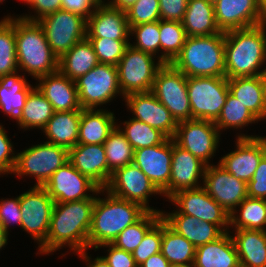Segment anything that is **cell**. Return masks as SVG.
Instances as JSON below:
<instances>
[{
  "instance_id": "cell-1",
  "label": "cell",
  "mask_w": 266,
  "mask_h": 267,
  "mask_svg": "<svg viewBox=\"0 0 266 267\" xmlns=\"http://www.w3.org/2000/svg\"><path fill=\"white\" fill-rule=\"evenodd\" d=\"M94 204L95 198L55 203L46 240L39 247L40 253L48 255L67 245L74 252L88 249Z\"/></svg>"
},
{
  "instance_id": "cell-2",
  "label": "cell",
  "mask_w": 266,
  "mask_h": 267,
  "mask_svg": "<svg viewBox=\"0 0 266 267\" xmlns=\"http://www.w3.org/2000/svg\"><path fill=\"white\" fill-rule=\"evenodd\" d=\"M266 22L225 32V77L262 75L265 64ZM259 70V71H258Z\"/></svg>"
},
{
  "instance_id": "cell-3",
  "label": "cell",
  "mask_w": 266,
  "mask_h": 267,
  "mask_svg": "<svg viewBox=\"0 0 266 267\" xmlns=\"http://www.w3.org/2000/svg\"><path fill=\"white\" fill-rule=\"evenodd\" d=\"M106 198H95L92 222L88 234V249H98L112 243L126 227L139 221L148 211L141 205L114 196L109 191Z\"/></svg>"
},
{
  "instance_id": "cell-4",
  "label": "cell",
  "mask_w": 266,
  "mask_h": 267,
  "mask_svg": "<svg viewBox=\"0 0 266 267\" xmlns=\"http://www.w3.org/2000/svg\"><path fill=\"white\" fill-rule=\"evenodd\" d=\"M225 32L187 37L180 53L170 63L187 77L225 76Z\"/></svg>"
},
{
  "instance_id": "cell-5",
  "label": "cell",
  "mask_w": 266,
  "mask_h": 267,
  "mask_svg": "<svg viewBox=\"0 0 266 267\" xmlns=\"http://www.w3.org/2000/svg\"><path fill=\"white\" fill-rule=\"evenodd\" d=\"M18 68L35 79L58 71L59 58L52 52L38 22L15 18Z\"/></svg>"
},
{
  "instance_id": "cell-6",
  "label": "cell",
  "mask_w": 266,
  "mask_h": 267,
  "mask_svg": "<svg viewBox=\"0 0 266 267\" xmlns=\"http://www.w3.org/2000/svg\"><path fill=\"white\" fill-rule=\"evenodd\" d=\"M187 93L192 119L215 122L229 93L228 79L221 77H187Z\"/></svg>"
},
{
  "instance_id": "cell-7",
  "label": "cell",
  "mask_w": 266,
  "mask_h": 267,
  "mask_svg": "<svg viewBox=\"0 0 266 267\" xmlns=\"http://www.w3.org/2000/svg\"><path fill=\"white\" fill-rule=\"evenodd\" d=\"M152 54L127 46L117 69L122 96L152 90L158 70L164 65L159 59L155 63Z\"/></svg>"
},
{
  "instance_id": "cell-8",
  "label": "cell",
  "mask_w": 266,
  "mask_h": 267,
  "mask_svg": "<svg viewBox=\"0 0 266 267\" xmlns=\"http://www.w3.org/2000/svg\"><path fill=\"white\" fill-rule=\"evenodd\" d=\"M69 161V151L61 146L44 142L16 154L13 173L34 176L35 186H44L52 174Z\"/></svg>"
},
{
  "instance_id": "cell-9",
  "label": "cell",
  "mask_w": 266,
  "mask_h": 267,
  "mask_svg": "<svg viewBox=\"0 0 266 267\" xmlns=\"http://www.w3.org/2000/svg\"><path fill=\"white\" fill-rule=\"evenodd\" d=\"M78 100L82 109H96L97 106L122 95L117 66L98 63L85 75L75 80Z\"/></svg>"
},
{
  "instance_id": "cell-10",
  "label": "cell",
  "mask_w": 266,
  "mask_h": 267,
  "mask_svg": "<svg viewBox=\"0 0 266 267\" xmlns=\"http://www.w3.org/2000/svg\"><path fill=\"white\" fill-rule=\"evenodd\" d=\"M151 92L169 110L177 123L192 119L187 76L170 63L158 70Z\"/></svg>"
},
{
  "instance_id": "cell-11",
  "label": "cell",
  "mask_w": 266,
  "mask_h": 267,
  "mask_svg": "<svg viewBox=\"0 0 266 267\" xmlns=\"http://www.w3.org/2000/svg\"><path fill=\"white\" fill-rule=\"evenodd\" d=\"M43 28L52 52L60 58L77 42L86 38L87 20L60 9L37 21Z\"/></svg>"
},
{
  "instance_id": "cell-12",
  "label": "cell",
  "mask_w": 266,
  "mask_h": 267,
  "mask_svg": "<svg viewBox=\"0 0 266 267\" xmlns=\"http://www.w3.org/2000/svg\"><path fill=\"white\" fill-rule=\"evenodd\" d=\"M21 228L32 236L40 247L46 240L54 200L43 186H35L19 195Z\"/></svg>"
},
{
  "instance_id": "cell-13",
  "label": "cell",
  "mask_w": 266,
  "mask_h": 267,
  "mask_svg": "<svg viewBox=\"0 0 266 267\" xmlns=\"http://www.w3.org/2000/svg\"><path fill=\"white\" fill-rule=\"evenodd\" d=\"M173 140L209 165L210 158L219 147L220 132L213 121L191 119L178 123Z\"/></svg>"
},
{
  "instance_id": "cell-14",
  "label": "cell",
  "mask_w": 266,
  "mask_h": 267,
  "mask_svg": "<svg viewBox=\"0 0 266 267\" xmlns=\"http://www.w3.org/2000/svg\"><path fill=\"white\" fill-rule=\"evenodd\" d=\"M169 200L174 203L177 211L166 214H187L200 221L218 225L224 232L229 229L230 214L219 205L201 186L185 189L173 194Z\"/></svg>"
},
{
  "instance_id": "cell-15",
  "label": "cell",
  "mask_w": 266,
  "mask_h": 267,
  "mask_svg": "<svg viewBox=\"0 0 266 267\" xmlns=\"http://www.w3.org/2000/svg\"><path fill=\"white\" fill-rule=\"evenodd\" d=\"M106 191L116 197L137 203L148 212H162L153 209L148 203L150 195H162V193L134 163L119 168L112 173V177L105 188Z\"/></svg>"
},
{
  "instance_id": "cell-16",
  "label": "cell",
  "mask_w": 266,
  "mask_h": 267,
  "mask_svg": "<svg viewBox=\"0 0 266 267\" xmlns=\"http://www.w3.org/2000/svg\"><path fill=\"white\" fill-rule=\"evenodd\" d=\"M55 203L80 201L96 198L98 193H104L87 176L81 174L69 161L52 174L43 186ZM93 193L95 197L86 192ZM91 195V196H90Z\"/></svg>"
},
{
  "instance_id": "cell-17",
  "label": "cell",
  "mask_w": 266,
  "mask_h": 267,
  "mask_svg": "<svg viewBox=\"0 0 266 267\" xmlns=\"http://www.w3.org/2000/svg\"><path fill=\"white\" fill-rule=\"evenodd\" d=\"M236 150L221 158L219 164L236 179L248 183L266 155V136L238 135Z\"/></svg>"
},
{
  "instance_id": "cell-18",
  "label": "cell",
  "mask_w": 266,
  "mask_h": 267,
  "mask_svg": "<svg viewBox=\"0 0 266 267\" xmlns=\"http://www.w3.org/2000/svg\"><path fill=\"white\" fill-rule=\"evenodd\" d=\"M216 23L222 32L253 27L266 22L261 0H214Z\"/></svg>"
},
{
  "instance_id": "cell-19",
  "label": "cell",
  "mask_w": 266,
  "mask_h": 267,
  "mask_svg": "<svg viewBox=\"0 0 266 267\" xmlns=\"http://www.w3.org/2000/svg\"><path fill=\"white\" fill-rule=\"evenodd\" d=\"M173 138L162 144L134 150L133 163L152 181L156 188L170 198V175Z\"/></svg>"
},
{
  "instance_id": "cell-20",
  "label": "cell",
  "mask_w": 266,
  "mask_h": 267,
  "mask_svg": "<svg viewBox=\"0 0 266 267\" xmlns=\"http://www.w3.org/2000/svg\"><path fill=\"white\" fill-rule=\"evenodd\" d=\"M203 188L227 213L237 212V206L247 197V183L236 179L218 163L206 165Z\"/></svg>"
},
{
  "instance_id": "cell-21",
  "label": "cell",
  "mask_w": 266,
  "mask_h": 267,
  "mask_svg": "<svg viewBox=\"0 0 266 267\" xmlns=\"http://www.w3.org/2000/svg\"><path fill=\"white\" fill-rule=\"evenodd\" d=\"M123 99L127 103V108L133 113L134 119L159 130L167 138L174 137L178 123L151 91L132 93Z\"/></svg>"
},
{
  "instance_id": "cell-22",
  "label": "cell",
  "mask_w": 266,
  "mask_h": 267,
  "mask_svg": "<svg viewBox=\"0 0 266 267\" xmlns=\"http://www.w3.org/2000/svg\"><path fill=\"white\" fill-rule=\"evenodd\" d=\"M69 162L100 189H105L112 177L103 144L75 145L69 150Z\"/></svg>"
},
{
  "instance_id": "cell-23",
  "label": "cell",
  "mask_w": 266,
  "mask_h": 267,
  "mask_svg": "<svg viewBox=\"0 0 266 267\" xmlns=\"http://www.w3.org/2000/svg\"><path fill=\"white\" fill-rule=\"evenodd\" d=\"M130 27L126 11L113 8L103 2L87 19L86 37H105L114 40H129Z\"/></svg>"
},
{
  "instance_id": "cell-24",
  "label": "cell",
  "mask_w": 266,
  "mask_h": 267,
  "mask_svg": "<svg viewBox=\"0 0 266 267\" xmlns=\"http://www.w3.org/2000/svg\"><path fill=\"white\" fill-rule=\"evenodd\" d=\"M206 164L189 151L178 146L173 140L170 175V197L178 191L201 187Z\"/></svg>"
},
{
  "instance_id": "cell-25",
  "label": "cell",
  "mask_w": 266,
  "mask_h": 267,
  "mask_svg": "<svg viewBox=\"0 0 266 267\" xmlns=\"http://www.w3.org/2000/svg\"><path fill=\"white\" fill-rule=\"evenodd\" d=\"M36 80L39 81L36 87L51 103L55 112L82 110L75 81L59 70Z\"/></svg>"
},
{
  "instance_id": "cell-26",
  "label": "cell",
  "mask_w": 266,
  "mask_h": 267,
  "mask_svg": "<svg viewBox=\"0 0 266 267\" xmlns=\"http://www.w3.org/2000/svg\"><path fill=\"white\" fill-rule=\"evenodd\" d=\"M161 218L171 229L185 237L196 248L215 241L225 233L218 225L200 221L187 214H165L161 212Z\"/></svg>"
},
{
  "instance_id": "cell-27",
  "label": "cell",
  "mask_w": 266,
  "mask_h": 267,
  "mask_svg": "<svg viewBox=\"0 0 266 267\" xmlns=\"http://www.w3.org/2000/svg\"><path fill=\"white\" fill-rule=\"evenodd\" d=\"M228 88L259 121L266 119V79L262 75L230 78Z\"/></svg>"
},
{
  "instance_id": "cell-28",
  "label": "cell",
  "mask_w": 266,
  "mask_h": 267,
  "mask_svg": "<svg viewBox=\"0 0 266 267\" xmlns=\"http://www.w3.org/2000/svg\"><path fill=\"white\" fill-rule=\"evenodd\" d=\"M192 267H240L236 246L229 231L215 241L197 247Z\"/></svg>"
},
{
  "instance_id": "cell-29",
  "label": "cell",
  "mask_w": 266,
  "mask_h": 267,
  "mask_svg": "<svg viewBox=\"0 0 266 267\" xmlns=\"http://www.w3.org/2000/svg\"><path fill=\"white\" fill-rule=\"evenodd\" d=\"M113 112L105 109H82L78 144H104L115 129Z\"/></svg>"
},
{
  "instance_id": "cell-30",
  "label": "cell",
  "mask_w": 266,
  "mask_h": 267,
  "mask_svg": "<svg viewBox=\"0 0 266 267\" xmlns=\"http://www.w3.org/2000/svg\"><path fill=\"white\" fill-rule=\"evenodd\" d=\"M187 37L209 36L221 33L211 0H188L182 20Z\"/></svg>"
},
{
  "instance_id": "cell-31",
  "label": "cell",
  "mask_w": 266,
  "mask_h": 267,
  "mask_svg": "<svg viewBox=\"0 0 266 267\" xmlns=\"http://www.w3.org/2000/svg\"><path fill=\"white\" fill-rule=\"evenodd\" d=\"M232 238L240 267H266V231L235 229Z\"/></svg>"
},
{
  "instance_id": "cell-32",
  "label": "cell",
  "mask_w": 266,
  "mask_h": 267,
  "mask_svg": "<svg viewBox=\"0 0 266 267\" xmlns=\"http://www.w3.org/2000/svg\"><path fill=\"white\" fill-rule=\"evenodd\" d=\"M81 110L54 112L42 130L46 142L66 148L68 151L78 144Z\"/></svg>"
},
{
  "instance_id": "cell-33",
  "label": "cell",
  "mask_w": 266,
  "mask_h": 267,
  "mask_svg": "<svg viewBox=\"0 0 266 267\" xmlns=\"http://www.w3.org/2000/svg\"><path fill=\"white\" fill-rule=\"evenodd\" d=\"M17 73L0 76V108L15 120L24 108L27 96L34 88L23 75Z\"/></svg>"
},
{
  "instance_id": "cell-34",
  "label": "cell",
  "mask_w": 266,
  "mask_h": 267,
  "mask_svg": "<svg viewBox=\"0 0 266 267\" xmlns=\"http://www.w3.org/2000/svg\"><path fill=\"white\" fill-rule=\"evenodd\" d=\"M99 63L97 55L89 39L77 42L68 52L62 55L58 61V70L70 78L77 80L85 75Z\"/></svg>"
},
{
  "instance_id": "cell-35",
  "label": "cell",
  "mask_w": 266,
  "mask_h": 267,
  "mask_svg": "<svg viewBox=\"0 0 266 267\" xmlns=\"http://www.w3.org/2000/svg\"><path fill=\"white\" fill-rule=\"evenodd\" d=\"M196 247L162 219L161 253L173 267H192Z\"/></svg>"
},
{
  "instance_id": "cell-36",
  "label": "cell",
  "mask_w": 266,
  "mask_h": 267,
  "mask_svg": "<svg viewBox=\"0 0 266 267\" xmlns=\"http://www.w3.org/2000/svg\"><path fill=\"white\" fill-rule=\"evenodd\" d=\"M26 98L25 106L17 117L20 128L43 130L54 115V109L46 97L34 86Z\"/></svg>"
},
{
  "instance_id": "cell-37",
  "label": "cell",
  "mask_w": 266,
  "mask_h": 267,
  "mask_svg": "<svg viewBox=\"0 0 266 267\" xmlns=\"http://www.w3.org/2000/svg\"><path fill=\"white\" fill-rule=\"evenodd\" d=\"M240 215L232 212L229 216L230 227L266 231V200L246 197L241 204Z\"/></svg>"
},
{
  "instance_id": "cell-38",
  "label": "cell",
  "mask_w": 266,
  "mask_h": 267,
  "mask_svg": "<svg viewBox=\"0 0 266 267\" xmlns=\"http://www.w3.org/2000/svg\"><path fill=\"white\" fill-rule=\"evenodd\" d=\"M160 49L163 52L159 60L164 64L171 63L180 53L187 35L182 22L159 20Z\"/></svg>"
},
{
  "instance_id": "cell-39",
  "label": "cell",
  "mask_w": 266,
  "mask_h": 267,
  "mask_svg": "<svg viewBox=\"0 0 266 267\" xmlns=\"http://www.w3.org/2000/svg\"><path fill=\"white\" fill-rule=\"evenodd\" d=\"M103 146L106 153L108 169L111 173L133 163L134 149L117 126L109 134Z\"/></svg>"
},
{
  "instance_id": "cell-40",
  "label": "cell",
  "mask_w": 266,
  "mask_h": 267,
  "mask_svg": "<svg viewBox=\"0 0 266 267\" xmlns=\"http://www.w3.org/2000/svg\"><path fill=\"white\" fill-rule=\"evenodd\" d=\"M0 21V76L18 72L15 39V18Z\"/></svg>"
},
{
  "instance_id": "cell-41",
  "label": "cell",
  "mask_w": 266,
  "mask_h": 267,
  "mask_svg": "<svg viewBox=\"0 0 266 267\" xmlns=\"http://www.w3.org/2000/svg\"><path fill=\"white\" fill-rule=\"evenodd\" d=\"M125 127H117L125 135L134 150L162 144L167 137L159 130L137 119H130L123 123ZM121 128V129H120Z\"/></svg>"
},
{
  "instance_id": "cell-42",
  "label": "cell",
  "mask_w": 266,
  "mask_h": 267,
  "mask_svg": "<svg viewBox=\"0 0 266 267\" xmlns=\"http://www.w3.org/2000/svg\"><path fill=\"white\" fill-rule=\"evenodd\" d=\"M256 121L258 122L259 120L229 92L226 103L214 124L220 132L229 128L240 129Z\"/></svg>"
},
{
  "instance_id": "cell-43",
  "label": "cell",
  "mask_w": 266,
  "mask_h": 267,
  "mask_svg": "<svg viewBox=\"0 0 266 267\" xmlns=\"http://www.w3.org/2000/svg\"><path fill=\"white\" fill-rule=\"evenodd\" d=\"M161 218V212H147L139 221L126 227L112 242L117 248L132 253L147 231Z\"/></svg>"
},
{
  "instance_id": "cell-44",
  "label": "cell",
  "mask_w": 266,
  "mask_h": 267,
  "mask_svg": "<svg viewBox=\"0 0 266 267\" xmlns=\"http://www.w3.org/2000/svg\"><path fill=\"white\" fill-rule=\"evenodd\" d=\"M91 42L99 63L117 66L124 55L129 40H114L105 37H87ZM129 41V42H128Z\"/></svg>"
},
{
  "instance_id": "cell-45",
  "label": "cell",
  "mask_w": 266,
  "mask_h": 267,
  "mask_svg": "<svg viewBox=\"0 0 266 267\" xmlns=\"http://www.w3.org/2000/svg\"><path fill=\"white\" fill-rule=\"evenodd\" d=\"M132 34L135 35L137 41L134 45L131 44L134 48L153 56L160 51L159 21L131 26L130 35Z\"/></svg>"
},
{
  "instance_id": "cell-46",
  "label": "cell",
  "mask_w": 266,
  "mask_h": 267,
  "mask_svg": "<svg viewBox=\"0 0 266 267\" xmlns=\"http://www.w3.org/2000/svg\"><path fill=\"white\" fill-rule=\"evenodd\" d=\"M162 218H160L145 234L141 243L132 252L136 264L139 266L151 255L161 252Z\"/></svg>"
},
{
  "instance_id": "cell-47",
  "label": "cell",
  "mask_w": 266,
  "mask_h": 267,
  "mask_svg": "<svg viewBox=\"0 0 266 267\" xmlns=\"http://www.w3.org/2000/svg\"><path fill=\"white\" fill-rule=\"evenodd\" d=\"M129 27L161 20L159 0H137L126 10Z\"/></svg>"
},
{
  "instance_id": "cell-48",
  "label": "cell",
  "mask_w": 266,
  "mask_h": 267,
  "mask_svg": "<svg viewBox=\"0 0 266 267\" xmlns=\"http://www.w3.org/2000/svg\"><path fill=\"white\" fill-rule=\"evenodd\" d=\"M12 222L21 226L19 196L14 199H1L0 201V226L8 233V227Z\"/></svg>"
},
{
  "instance_id": "cell-49",
  "label": "cell",
  "mask_w": 266,
  "mask_h": 267,
  "mask_svg": "<svg viewBox=\"0 0 266 267\" xmlns=\"http://www.w3.org/2000/svg\"><path fill=\"white\" fill-rule=\"evenodd\" d=\"M15 163L16 155L13 151L12 142L9 140L4 127L0 125V175L12 174Z\"/></svg>"
},
{
  "instance_id": "cell-50",
  "label": "cell",
  "mask_w": 266,
  "mask_h": 267,
  "mask_svg": "<svg viewBox=\"0 0 266 267\" xmlns=\"http://www.w3.org/2000/svg\"><path fill=\"white\" fill-rule=\"evenodd\" d=\"M247 196L266 200V155L261 159L254 175L247 183Z\"/></svg>"
},
{
  "instance_id": "cell-51",
  "label": "cell",
  "mask_w": 266,
  "mask_h": 267,
  "mask_svg": "<svg viewBox=\"0 0 266 267\" xmlns=\"http://www.w3.org/2000/svg\"><path fill=\"white\" fill-rule=\"evenodd\" d=\"M187 3L188 0H159L161 20L182 22Z\"/></svg>"
},
{
  "instance_id": "cell-52",
  "label": "cell",
  "mask_w": 266,
  "mask_h": 267,
  "mask_svg": "<svg viewBox=\"0 0 266 267\" xmlns=\"http://www.w3.org/2000/svg\"><path fill=\"white\" fill-rule=\"evenodd\" d=\"M24 2L30 5L37 15L19 17L27 21L37 22L41 18L60 10L62 0H25Z\"/></svg>"
},
{
  "instance_id": "cell-53",
  "label": "cell",
  "mask_w": 266,
  "mask_h": 267,
  "mask_svg": "<svg viewBox=\"0 0 266 267\" xmlns=\"http://www.w3.org/2000/svg\"><path fill=\"white\" fill-rule=\"evenodd\" d=\"M109 247L107 256H103L110 267H138L132 253L117 248L112 243L103 244L99 247Z\"/></svg>"
},
{
  "instance_id": "cell-54",
  "label": "cell",
  "mask_w": 266,
  "mask_h": 267,
  "mask_svg": "<svg viewBox=\"0 0 266 267\" xmlns=\"http://www.w3.org/2000/svg\"><path fill=\"white\" fill-rule=\"evenodd\" d=\"M102 2V0H62L61 9L80 15L87 20Z\"/></svg>"
},
{
  "instance_id": "cell-55",
  "label": "cell",
  "mask_w": 266,
  "mask_h": 267,
  "mask_svg": "<svg viewBox=\"0 0 266 267\" xmlns=\"http://www.w3.org/2000/svg\"><path fill=\"white\" fill-rule=\"evenodd\" d=\"M138 267H173L161 252L151 255Z\"/></svg>"
},
{
  "instance_id": "cell-56",
  "label": "cell",
  "mask_w": 266,
  "mask_h": 267,
  "mask_svg": "<svg viewBox=\"0 0 266 267\" xmlns=\"http://www.w3.org/2000/svg\"><path fill=\"white\" fill-rule=\"evenodd\" d=\"M77 253L80 257H83L82 259H84L86 262L89 261L87 267H110V265L108 264V262L105 260V258L103 256L102 257H96L95 259H93L94 261H91L90 260L91 257H89L87 255L86 249L83 251L76 252V254Z\"/></svg>"
},
{
  "instance_id": "cell-57",
  "label": "cell",
  "mask_w": 266,
  "mask_h": 267,
  "mask_svg": "<svg viewBox=\"0 0 266 267\" xmlns=\"http://www.w3.org/2000/svg\"><path fill=\"white\" fill-rule=\"evenodd\" d=\"M137 0H112L108 2L110 6L116 9L126 11L129 7L135 4Z\"/></svg>"
},
{
  "instance_id": "cell-58",
  "label": "cell",
  "mask_w": 266,
  "mask_h": 267,
  "mask_svg": "<svg viewBox=\"0 0 266 267\" xmlns=\"http://www.w3.org/2000/svg\"><path fill=\"white\" fill-rule=\"evenodd\" d=\"M8 234L1 226H0V250L7 245Z\"/></svg>"
},
{
  "instance_id": "cell-59",
  "label": "cell",
  "mask_w": 266,
  "mask_h": 267,
  "mask_svg": "<svg viewBox=\"0 0 266 267\" xmlns=\"http://www.w3.org/2000/svg\"><path fill=\"white\" fill-rule=\"evenodd\" d=\"M265 61H266V54H265ZM262 76L266 79V68L262 69Z\"/></svg>"
}]
</instances>
